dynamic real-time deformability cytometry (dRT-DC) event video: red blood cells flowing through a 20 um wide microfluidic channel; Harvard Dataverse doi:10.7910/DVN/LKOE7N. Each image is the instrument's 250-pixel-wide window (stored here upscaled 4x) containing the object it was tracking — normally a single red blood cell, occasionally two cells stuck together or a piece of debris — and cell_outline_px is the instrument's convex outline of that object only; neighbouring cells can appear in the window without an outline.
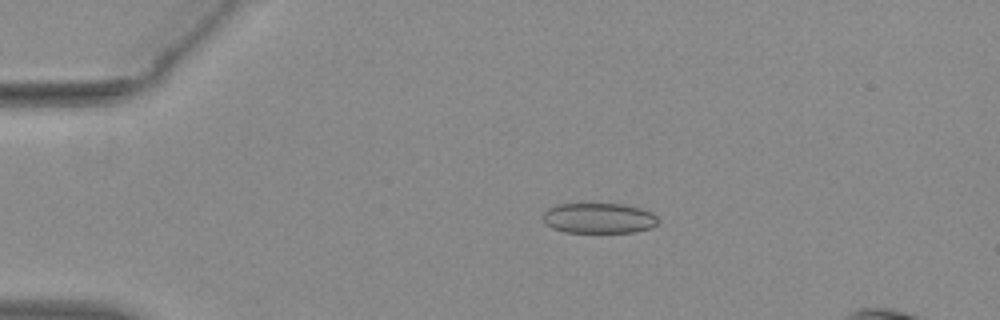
{"species": "common noctule bat (a hibernating species)", "species_latin": "Nyctalus noctula", "temperature_condition": "warm", "stored_images_in_passage": 15, "camera_frame_rate_fps": 3000, "um_per_image_px": 0.085, "animal": {"sex": "female", "body_mass_g": 29.2, "forearm_length_mm": 56.3}, "frame": {"image": 1, "passage_image": 11, "time_ms": 3.333, "image_size_px": [1000, 320], "cell_outline_px": [[656, 224], [652, 228], [632, 232], [564, 232], [552, 228], [544, 224], [544, 212], [548, 208], [556, 204], [624, 204], [640, 208], [652, 212], [656, 216]], "centroid_in_image_um": [50.88, 18.54], "position_along_channel_um": 34.1, "area_um2": 20.35}}